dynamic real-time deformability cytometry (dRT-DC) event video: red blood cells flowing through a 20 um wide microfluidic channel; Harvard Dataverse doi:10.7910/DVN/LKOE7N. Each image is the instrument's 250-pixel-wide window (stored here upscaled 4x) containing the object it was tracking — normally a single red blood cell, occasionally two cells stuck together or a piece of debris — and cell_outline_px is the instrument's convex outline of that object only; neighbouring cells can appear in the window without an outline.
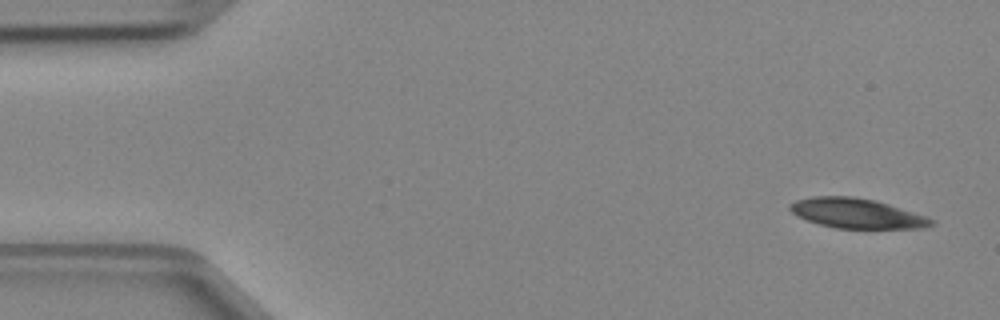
{"species": "Egyptian fruit bat (a non-hibernating species)", "species_latin": "Rousettus aegyptiacus", "temperature_condition": "cold", "stored_images_in_passage": 4, "camera_frame_rate_fps": 3000, "um_per_image_px": 0.085, "animal": {"sex": "female"}, "frame": {"image": 1, "passage_image": 1, "time_ms": 0.0, "image_size_px": [1000, 320], "cell_outline_px": [[936, 224], [920, 228], [836, 228], [820, 224], [796, 216], [788, 208], [788, 204], [796, 200], [812, 196], [852, 196], [876, 200], [936, 220]], "centroid_in_image_um": [72.79, 18.12], "position_along_channel_um": 12.2, "area_um2": 24.45}}
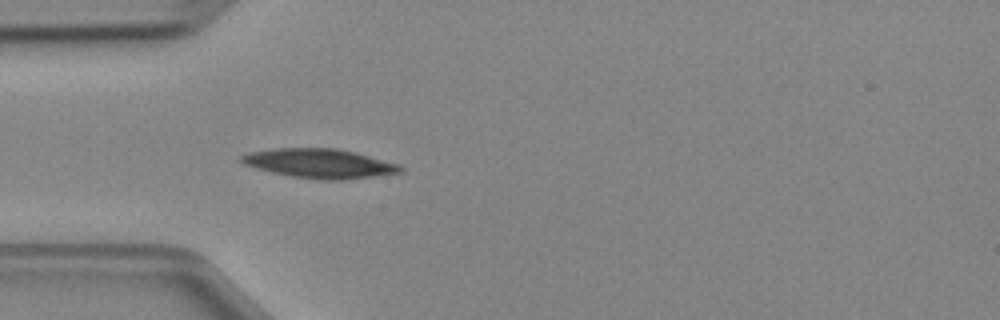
{"frame": {"image": 2, "passage_image": 4, "time_ms": 1.0, "image_size_px": [1000, 320], "cell_outline_px": [[404, 172], [340, 180], [320, 180], [292, 176], [272, 172], [256, 168], [244, 164], [236, 160], [240, 156], [248, 152], [272, 148], [336, 148], [356, 152], [400, 164], [404, 168]], "centroid_in_image_um": [27.15, 13.88], "position_along_channel_um": 57.9, "area_um2": 27.34}}